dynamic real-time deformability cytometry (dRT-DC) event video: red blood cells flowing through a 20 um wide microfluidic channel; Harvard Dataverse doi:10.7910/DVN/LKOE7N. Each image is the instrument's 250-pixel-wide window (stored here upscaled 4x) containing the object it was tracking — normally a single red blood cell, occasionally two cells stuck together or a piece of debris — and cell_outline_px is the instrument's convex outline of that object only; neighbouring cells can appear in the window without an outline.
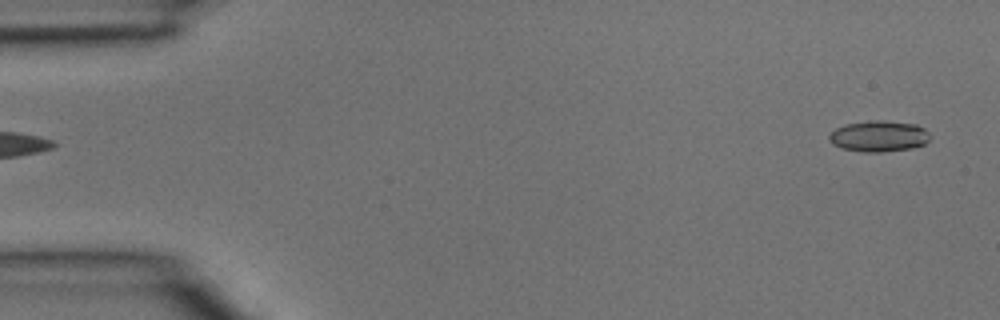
{"species": "common noctule bat (a hibernating species)", "species_latin": "Nyctalus noctula", "temperature_condition": "room temperature", "stored_images_in_passage": 5, "camera_frame_rate_fps": 3000, "um_per_image_px": 0.085, "animal": {"sex": "male", "body_mass_g": 15.6}, "frame": {"image": 1, "passage_image": 5, "time_ms": 1.333, "image_size_px": [1000, 320], "cell_outline_px": [[932, 136], [924, 144], [912, 148], [880, 152], [864, 152], [840, 148], [832, 144], [828, 140], [828, 136], [836, 128], [844, 124], [868, 120], [880, 120], [916, 124], [924, 128]], "centroid_in_image_um": [74.68, 11.57], "position_along_channel_um": 10.3, "area_um2": 18.44}}